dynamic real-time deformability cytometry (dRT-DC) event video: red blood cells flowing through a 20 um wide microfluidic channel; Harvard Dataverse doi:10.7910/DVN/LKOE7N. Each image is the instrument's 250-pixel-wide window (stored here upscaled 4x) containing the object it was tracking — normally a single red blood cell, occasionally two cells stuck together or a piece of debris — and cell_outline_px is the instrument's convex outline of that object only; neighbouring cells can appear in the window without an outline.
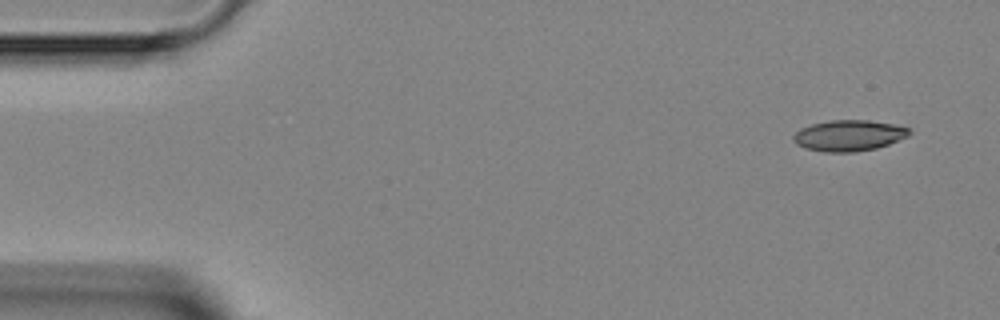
{"species": "Egyptian fruit bat (a non-hibernating species)", "species_latin": "Rousettus aegyptiacus", "temperature_condition": "room temperature", "stored_images_in_passage": 4, "camera_frame_rate_fps": 3000, "um_per_image_px": 0.085, "animal": {"sex": "female"}, "frame": {"image": 1, "passage_image": 1, "time_ms": 0.0, "image_size_px": [1000, 320], "cell_outline_px": [[912, 132], [908, 136], [888, 144], [876, 148], [856, 152], [824, 152], [804, 148], [796, 144], [792, 140], [792, 136], [800, 128], [812, 124], [832, 120], [868, 120], [892, 124], [912, 128]], "centroid_in_image_um": [72.14, 11.52], "position_along_channel_um": 12.9, "area_um2": 21.04}}
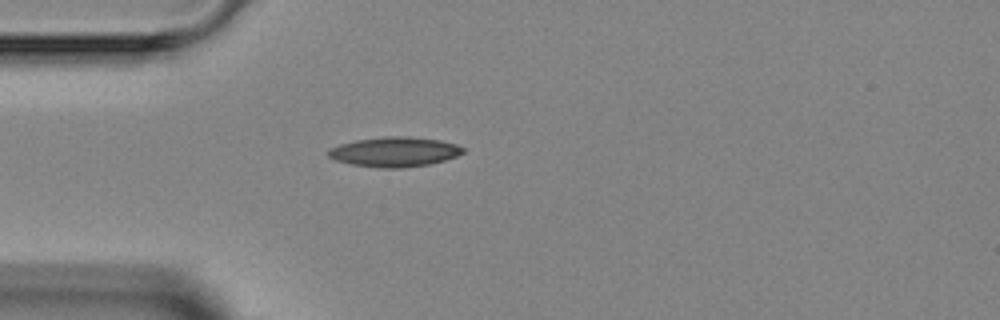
{"frame": {"image": 2, "passage_image": 4, "time_ms": 3.333, "image_size_px": [1000, 320], "cell_outline_px": [[464, 152], [456, 156], [444, 160], [428, 164], [400, 168], [380, 168], [352, 164], [336, 160], [328, 156], [328, 152], [332, 148], [340, 144], [356, 140], [384, 136], [408, 136], [440, 140], [456, 144], [464, 148]], "centroid_in_image_um": [33.55, 12.9], "position_along_channel_um": 51.5, "area_um2": 23.18}}